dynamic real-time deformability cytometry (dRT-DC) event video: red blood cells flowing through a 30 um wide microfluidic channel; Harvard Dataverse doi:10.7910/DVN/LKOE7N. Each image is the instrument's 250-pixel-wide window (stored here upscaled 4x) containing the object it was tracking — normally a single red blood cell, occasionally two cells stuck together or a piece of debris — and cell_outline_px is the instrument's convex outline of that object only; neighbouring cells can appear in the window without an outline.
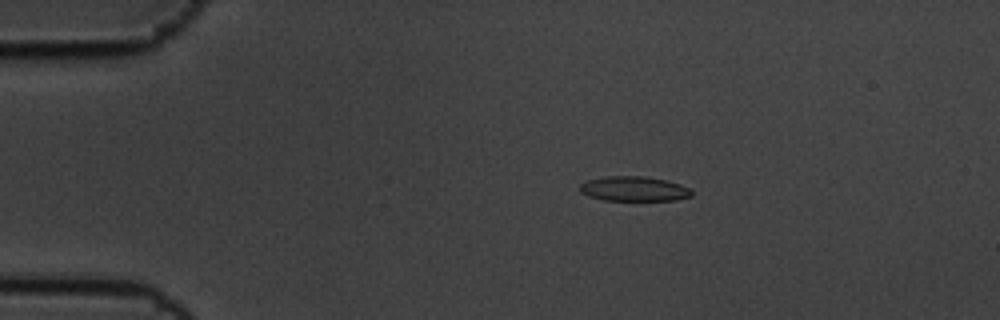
{"species": "common noctule bat (a hibernating species)", "species_latin": "Nyctalus noctula", "temperature_condition": "cold", "stored_images_in_passage": 6, "camera_frame_rate_fps": 3000, "um_per_image_px": 0.085, "animal": {"sex": "male", "body_mass_g": 19.5, "forearm_length_mm": 54.6}, "frame": {"image": 1, "passage_image": 2, "time_ms": 0.333, "image_size_px": [1000, 320], "cell_outline_px": [[692, 196], [676, 200], [604, 200], [588, 196], [580, 192], [580, 184], [588, 180], [604, 176], [640, 176], [664, 180], [680, 184], [688, 188], [692, 192]], "centroid_in_image_um": [53.86, 16.05], "position_along_channel_um": 31.1, "area_um2": 16.01}}
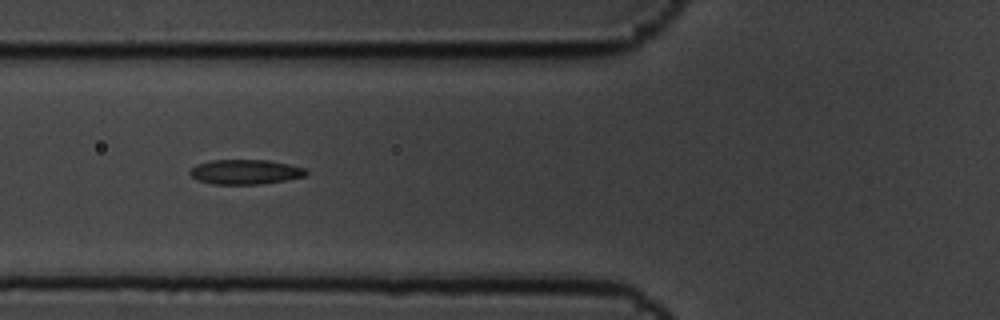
{"frame": {"image": 2, "passage_image": 5, "time_ms": 1.333, "image_size_px": [1000, 320], "cell_outline_px": [[308, 172], [304, 176], [284, 180], [260, 184], [212, 184], [196, 180], [188, 172], [196, 164], [212, 160], [268, 160], [288, 164], [304, 168]], "centroid_in_image_um": [20.81, 14.61], "position_along_channel_um": 105.0, "area_um2": 16.65}}
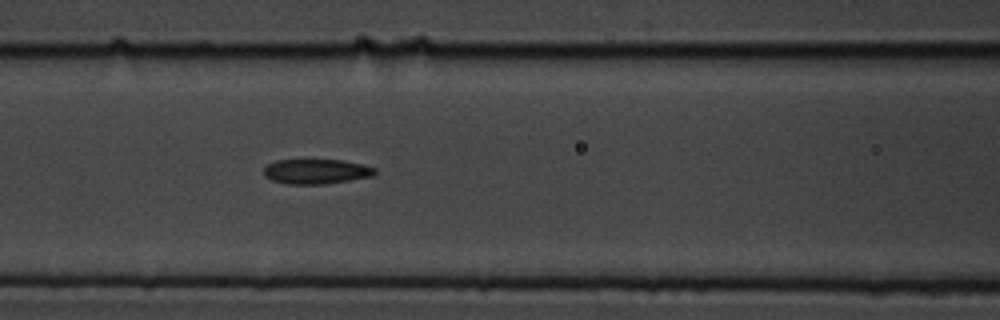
{"frame": {"image": 3, "passage_image": 6, "time_ms": 1.667, "image_size_px": [1000, 320], "cell_outline_px": [[376, 172], [372, 176], [324, 184], [288, 184], [272, 180], [264, 176], [264, 168], [268, 164], [276, 160], [344, 160], [364, 164], [376, 168]], "centroid_in_image_um": [26.88, 14.57], "position_along_channel_um": 139.7, "area_um2": 16.07}}